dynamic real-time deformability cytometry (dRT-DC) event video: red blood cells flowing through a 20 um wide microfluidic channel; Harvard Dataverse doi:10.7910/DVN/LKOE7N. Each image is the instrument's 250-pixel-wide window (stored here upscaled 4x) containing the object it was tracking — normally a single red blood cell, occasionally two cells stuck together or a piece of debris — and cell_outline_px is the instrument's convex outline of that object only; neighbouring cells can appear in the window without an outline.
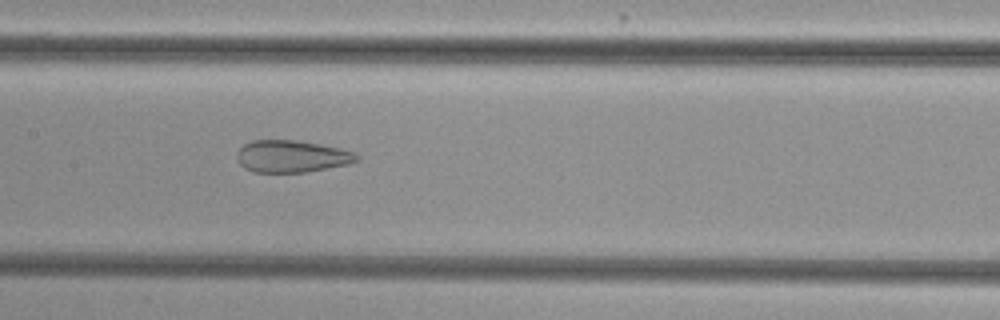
{"species": "common noctule bat (a hibernating species)", "species_latin": "Nyctalus noctula", "temperature_condition": "cold", "stored_images_in_passage": 50, "camera_frame_rate_fps": 3000, "um_per_image_px": 0.085, "animal": {"sex": "female", "body_mass_g": 29.2, "forearm_length_mm": 56.3}, "frame": {"image": 1, "passage_image": 23, "time_ms": 7.333, "image_size_px": [1000, 320], "cell_outline_px": [[360, 160], [348, 164], [304, 172], [252, 172], [244, 168], [236, 160], [236, 152], [244, 144], [252, 140], [300, 140], [340, 148], [356, 152], [360, 156]], "centroid_in_image_um": [24.79, 13.28], "position_along_channel_um": 182.6, "area_um2": 22.66}}
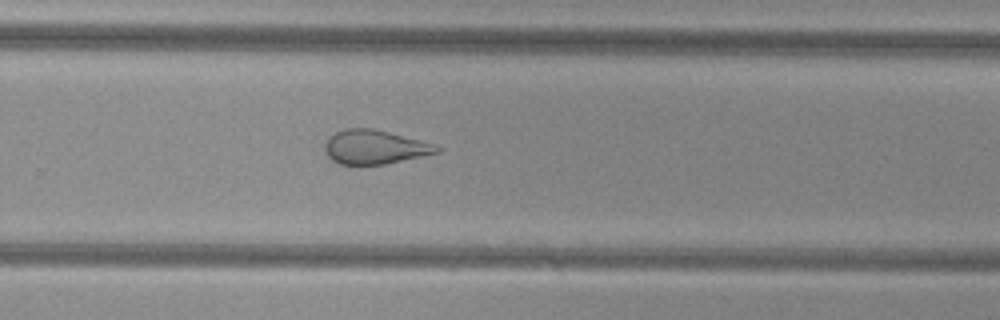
{"frame": {"image": 2, "passage_image": 32, "time_ms": 10.333, "image_size_px": [1000, 320], "cell_outline_px": [[444, 148], [440, 152], [384, 164], [340, 164], [332, 160], [324, 152], [324, 144], [336, 132], [344, 128], [372, 128], [420, 140]], "centroid_in_image_um": [31.84, 12.5], "position_along_channel_um": 298.0, "area_um2": 21.96}}
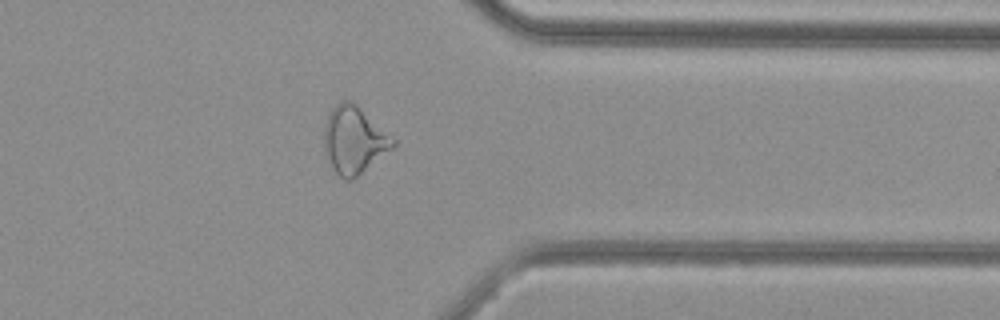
{"frame": {"image": 3, "passage_image": 39, "time_ms": 12.667, "image_size_px": [1000, 320], "cell_outline_px": [[396, 144], [392, 148], [352, 180], [344, 180], [332, 168], [324, 152], [324, 124], [332, 108], [340, 100], [348, 100], [356, 104], [396, 140]], "centroid_in_image_um": [30.06, 11.9], "position_along_channel_um": 381.3, "area_um2": 26.7}, "authors_computed_cell_mechanics": {"area_um2": 27.744, "velocity_mm_per_s": 3.8486, "shape_relaxation_time_tau1_ms": null, "shape_relaxation_time_tau2_ms": 1.898, "deformation_change_tau1": null, "deformation_change_tau2": 0.1038}}